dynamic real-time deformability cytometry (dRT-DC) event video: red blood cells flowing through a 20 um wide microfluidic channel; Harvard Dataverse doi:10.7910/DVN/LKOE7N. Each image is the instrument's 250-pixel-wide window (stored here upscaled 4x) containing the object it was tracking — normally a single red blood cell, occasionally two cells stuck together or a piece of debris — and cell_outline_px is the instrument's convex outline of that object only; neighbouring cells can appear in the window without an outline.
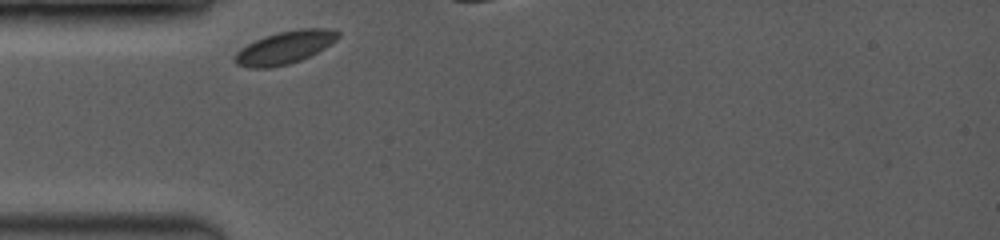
{"species": "common noctule bat (a hibernating species)", "species_latin": "Nyctalus noctula", "temperature_condition": "room temperature", "stored_images_in_passage": 33, "camera_frame_rate_fps": 3500, "um_per_image_px": 0.085, "animal": {"sex": "female", "body_mass_g": 19.0, "forearm_length_mm": 53.3}, "frame": {"image": 1, "passage_image": 1, "time_ms": 0.0, "image_size_px": [1000, 240], "cell_outline_px": [[340, 36], [336, 40], [324, 48], [300, 60], [288, 64], [268, 68], [248, 68], [236, 64], [232, 60], [232, 56], [240, 48], [256, 40], [276, 32], [300, 28], [324, 28], [340, 32]], "centroid_in_image_um": [24.16, 4.04], "position_along_channel_um": 60.8, "area_um2": 19.71}}
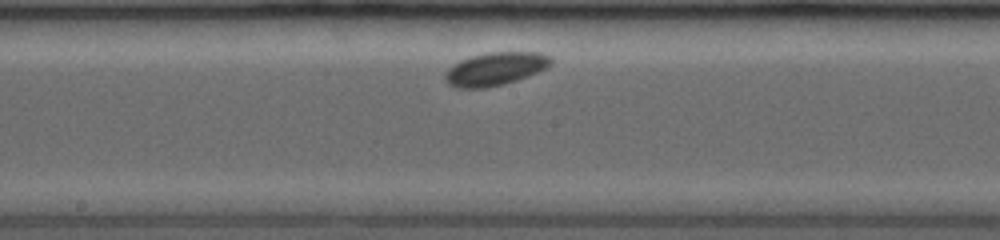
{"frame": {"image": 2, "passage_image": 15, "time_ms": 4.0, "image_size_px": [1000, 240], "cell_outline_px": [[552, 64], [548, 68], [528, 76], [504, 84], [484, 88], [456, 88], [448, 84], [444, 80], [444, 72], [452, 64], [460, 60], [472, 56], [488, 52], [540, 52], [552, 56]], "centroid_in_image_um": [42.1, 5.85], "position_along_channel_um": 206.1, "area_um2": 20.75}}
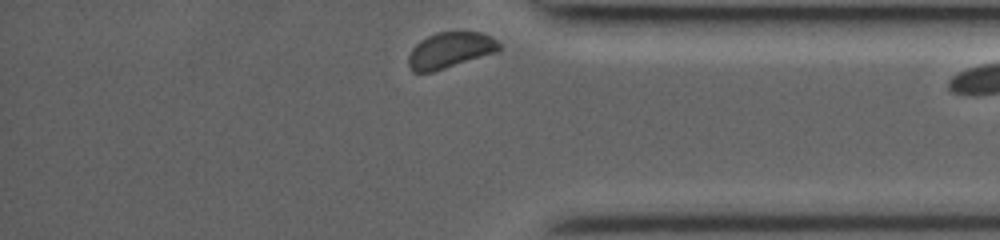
{"frame": {"image": 3, "passage_image": 33, "time_ms": 9.143, "image_size_px": [1000, 240], "cell_outline_px": [[500, 48], [496, 52], [432, 72], [412, 72], [408, 64], [408, 56], [412, 48], [420, 40], [436, 32], [484, 32], [492, 36], [500, 44]], "centroid_in_image_um": [38.24, 4.26], "position_along_channel_um": 397.0, "area_um2": 18.9}}